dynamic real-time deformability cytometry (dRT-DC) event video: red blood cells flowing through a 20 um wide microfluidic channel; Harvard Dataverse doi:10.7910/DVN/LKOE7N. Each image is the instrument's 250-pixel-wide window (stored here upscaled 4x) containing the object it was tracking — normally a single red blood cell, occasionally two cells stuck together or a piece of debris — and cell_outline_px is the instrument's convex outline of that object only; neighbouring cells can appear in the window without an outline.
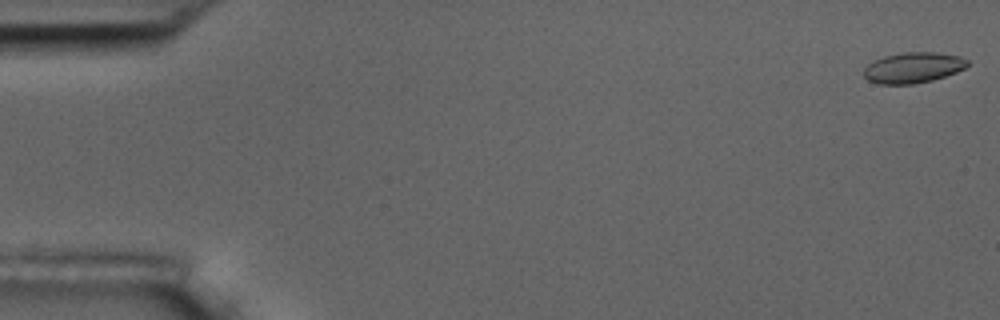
{"species": "common noctule bat (a hibernating species)", "species_latin": "Nyctalus noctula", "temperature_condition": "room temperature", "stored_images_in_passage": 6, "camera_frame_rate_fps": 3000, "um_per_image_px": 0.085, "animal": {"sex": "male", "body_mass_g": 17.5, "forearm_length_mm": 52.3}, "frame": {"image": 1, "passage_image": 1, "time_ms": 0.0, "image_size_px": [1000, 320], "cell_outline_px": [[968, 64], [964, 68], [956, 72], [932, 80], [912, 84], [880, 84], [868, 80], [864, 76], [864, 68], [868, 64], [884, 56], [904, 52], [936, 52], [960, 56], [968, 60]], "centroid_in_image_um": [77.61, 5.74], "position_along_channel_um": 7.4, "area_um2": 18.38}}